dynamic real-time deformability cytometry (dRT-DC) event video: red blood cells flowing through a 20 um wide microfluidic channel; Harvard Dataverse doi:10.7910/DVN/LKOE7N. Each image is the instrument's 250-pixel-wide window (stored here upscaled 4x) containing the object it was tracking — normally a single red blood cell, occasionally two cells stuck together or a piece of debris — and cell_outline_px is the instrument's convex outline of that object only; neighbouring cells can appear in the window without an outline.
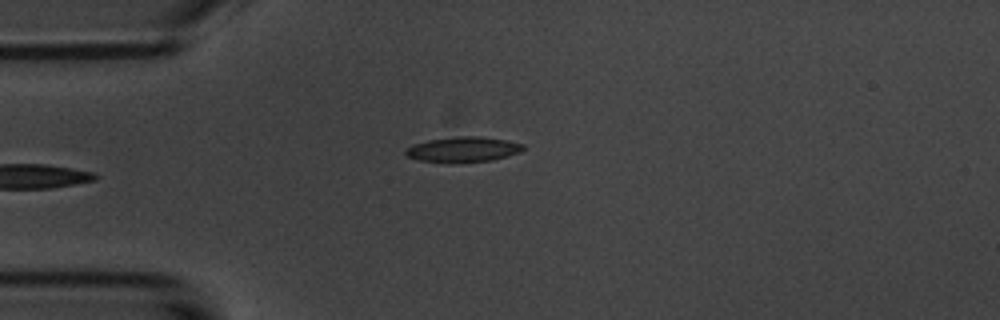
{"species": "common noctule bat (a hibernating species)", "species_latin": "Nyctalus noctula", "temperature_condition": "room temperature", "stored_images_in_passage": 6, "segment_of_instrument_passage": [2, 2], "camera_frame_rate_fps": 3000, "um_per_image_px": 0.085, "animal": {"sex": "male", "body_mass_g": 20.1, "forearm_length_mm": 53.5}, "frame": {"image": 1, "passage_image": 6, "time_ms": 5.667, "image_size_px": [1000, 320], "cell_outline_px": [[524, 148], [520, 152], [508, 156], [492, 160], [420, 160], [408, 156], [404, 152], [412, 144], [428, 140], [460, 136], [480, 136], [508, 140], [524, 144]], "centroid_in_image_um": [39.43, 12.65], "position_along_channel_um": 45.6, "area_um2": 16.47}}